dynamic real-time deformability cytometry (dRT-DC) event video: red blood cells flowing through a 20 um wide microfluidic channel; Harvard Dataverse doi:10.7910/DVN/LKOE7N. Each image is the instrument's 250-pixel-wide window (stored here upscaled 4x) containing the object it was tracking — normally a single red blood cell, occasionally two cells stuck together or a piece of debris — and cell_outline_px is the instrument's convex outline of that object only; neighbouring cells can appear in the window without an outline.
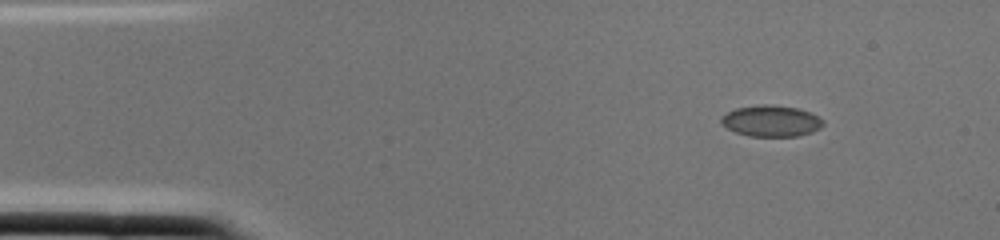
{"species": "common noctule bat (a hibernating species)", "species_latin": "Nyctalus noctula", "temperature_condition": "cold", "stored_images_in_passage": 1, "camera_frame_rate_fps": 3000, "um_per_image_px": 0.085, "animal": {"sex": "female", "body_mass_g": 22.0, "forearm_length_mm": 56.7}, "frame": {"image": 1, "passage_image": 1, "time_ms": 0.0, "image_size_px": [1000, 240], "cell_outline_px": [[824, 124], [820, 128], [812, 132], [796, 136], [748, 136], [736, 132], [720, 124], [720, 116], [736, 108], [764, 104], [768, 104], [800, 108], [824, 120]], "centroid_in_image_um": [65.53, 10.28], "position_along_channel_um": 19.5, "area_um2": 18.55}}